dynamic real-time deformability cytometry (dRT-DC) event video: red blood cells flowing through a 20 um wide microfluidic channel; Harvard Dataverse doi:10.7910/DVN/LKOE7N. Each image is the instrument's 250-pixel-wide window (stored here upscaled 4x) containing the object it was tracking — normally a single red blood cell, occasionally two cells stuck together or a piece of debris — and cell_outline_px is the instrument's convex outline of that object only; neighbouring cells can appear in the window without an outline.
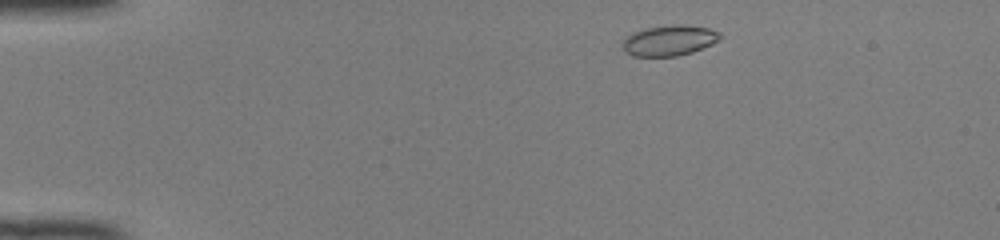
{"species": "common noctule bat (a hibernating species)", "species_latin": "Nyctalus noctula", "temperature_condition": "room temperature", "stored_images_in_passage": 43, "camera_frame_rate_fps": 3000, "um_per_image_px": 0.085, "animal": {"sex": "female", "body_mass_g": 22.0, "forearm_length_mm": 56.7}, "frame": {"image": 1, "passage_image": 2, "time_ms": 0.333, "image_size_px": [1000, 240], "cell_outline_px": [[724, 36], [720, 40], [712, 44], [692, 52], [676, 56], [632, 56], [624, 52], [624, 40], [632, 32], [644, 28], [676, 24], [680, 24], [708, 28], [720, 32]], "centroid_in_image_um": [56.92, 3.43], "position_along_channel_um": 28.1, "area_um2": 17.4}}
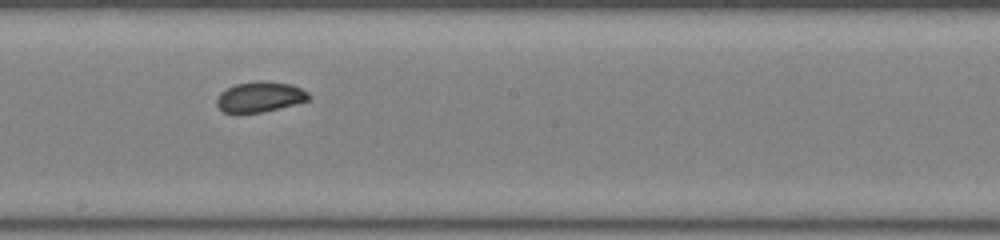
{"frame": {"image": 2, "passage_image": 22, "time_ms": 7.0, "image_size_px": [1000, 240], "cell_outline_px": [[312, 96], [308, 100], [260, 112], [224, 112], [216, 104], [216, 100], [220, 92], [236, 84], [256, 80], [268, 80], [292, 84], [308, 92]], "centroid_in_image_um": [22.1, 8.19], "position_along_channel_um": 226.1, "area_um2": 16.13}}
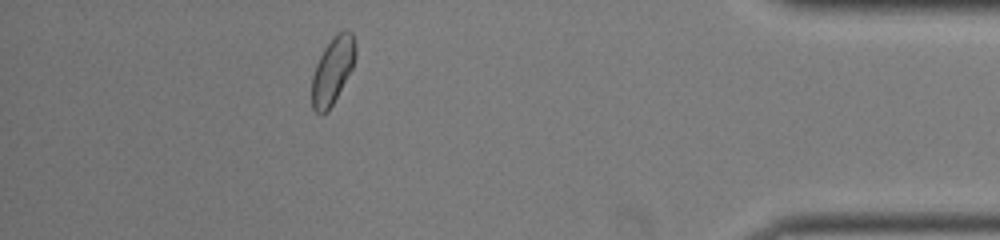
{"frame": {"image": 3, "passage_image": 38, "time_ms": 12.333, "image_size_px": [1000, 240], "cell_outline_px": [[356, 56], [352, 68], [328, 112], [320, 116], [312, 108], [312, 76], [316, 64], [324, 48], [344, 28], [352, 32], [356, 44]], "centroid_in_image_um": [28.27, 6.01], "position_along_channel_um": 406.9, "area_um2": 16.88}, "authors_computed_cell_mechanics": {"area_um2": 16.8776, "velocity_mm_per_s": 4.1197, "shape_relaxation_time_tau1_ms": 11.009, "shape_relaxation_time_tau2_ms": null, "deformation_change_tau1": 0.2019, "deformation_change_tau2": null}}